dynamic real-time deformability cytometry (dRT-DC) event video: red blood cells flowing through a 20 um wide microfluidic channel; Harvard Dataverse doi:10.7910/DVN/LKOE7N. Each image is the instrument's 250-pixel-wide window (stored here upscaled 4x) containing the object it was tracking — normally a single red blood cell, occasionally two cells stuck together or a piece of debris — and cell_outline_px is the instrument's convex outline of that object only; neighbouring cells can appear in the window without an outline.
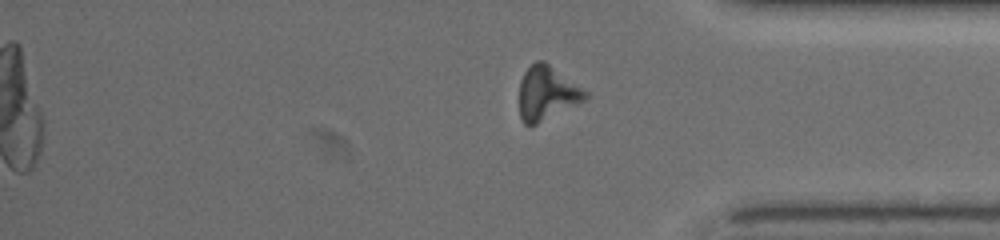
{"species": "common noctule bat (a hibernating species)", "species_latin": "Nyctalus noctula", "temperature_condition": "warm", "stored_images_in_passage": 15, "camera_frame_rate_fps": 3000, "um_per_image_px": 0.085, "animal": {"sex": "female", "body_mass_g": 19.5, "forearm_length_mm": 54.1}, "frame": {"image": 1, "passage_image": 15, "time_ms": 13.333, "image_size_px": [1000, 240], "cell_outline_px": [[588, 96], [584, 100], [536, 124], [524, 124], [520, 116], [520, 80], [524, 72], [536, 60], [544, 60], [588, 92]], "centroid_in_image_um": [46.47, 7.89], "position_along_channel_um": 388.7, "area_um2": 20.35}}